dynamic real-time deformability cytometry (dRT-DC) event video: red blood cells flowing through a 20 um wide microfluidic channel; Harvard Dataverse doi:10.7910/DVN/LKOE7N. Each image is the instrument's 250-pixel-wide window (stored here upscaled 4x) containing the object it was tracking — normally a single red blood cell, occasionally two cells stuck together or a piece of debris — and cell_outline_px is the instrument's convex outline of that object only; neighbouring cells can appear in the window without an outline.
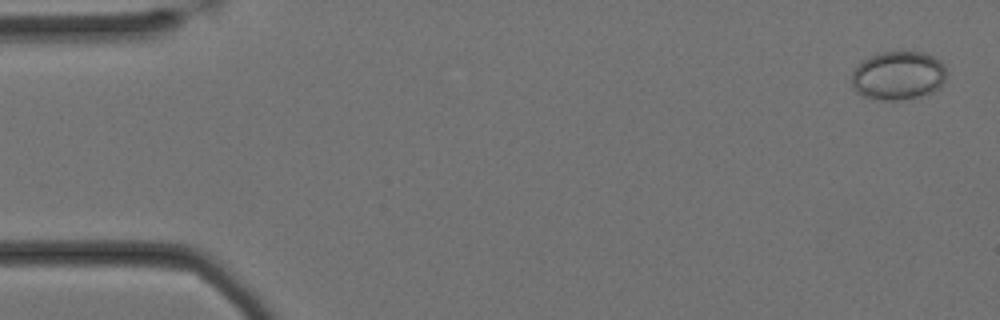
{"species": "Egyptian fruit bat (a non-hibernating species)", "species_latin": "Rousettus aegyptiacus", "temperature_condition": "cold", "stored_images_in_passage": 59, "camera_frame_rate_fps": 3000, "um_per_image_px": 0.085, "animal": {"sex": "female"}, "frame": {"image": 1, "passage_image": 2, "time_ms": 0.333, "image_size_px": [1000, 320], "cell_outline_px": [[944, 80], [940, 88], [932, 92], [920, 96], [904, 100], [876, 100], [864, 96], [856, 92], [852, 88], [852, 72], [860, 60], [880, 52], [924, 52], [940, 60], [944, 64]], "centroid_in_image_um": [76.31, 6.43], "position_along_channel_um": 8.7, "area_um2": 27.17}}
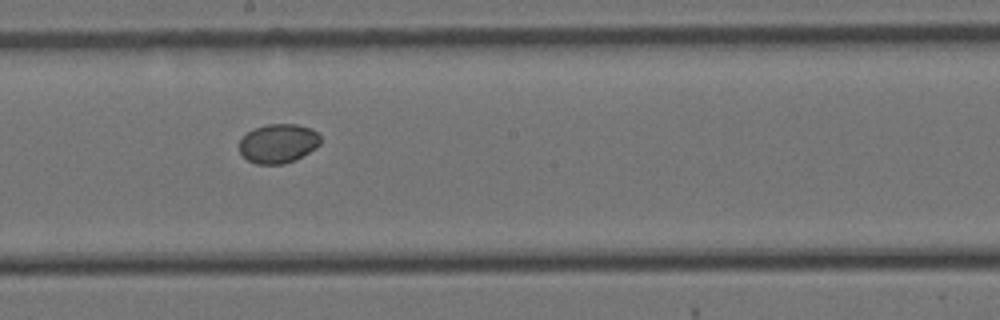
{"frame": {"image": 2, "passage_image": 32, "time_ms": 10.333, "image_size_px": [1000, 320], "cell_outline_px": [[320, 144], [316, 148], [296, 160], [280, 164], [256, 164], [248, 160], [240, 152], [240, 140], [248, 132], [256, 128], [268, 124], [296, 124], [312, 128], [320, 136]], "centroid_in_image_um": [23.68, 12.19], "position_along_channel_um": 224.5, "area_um2": 18.44}}
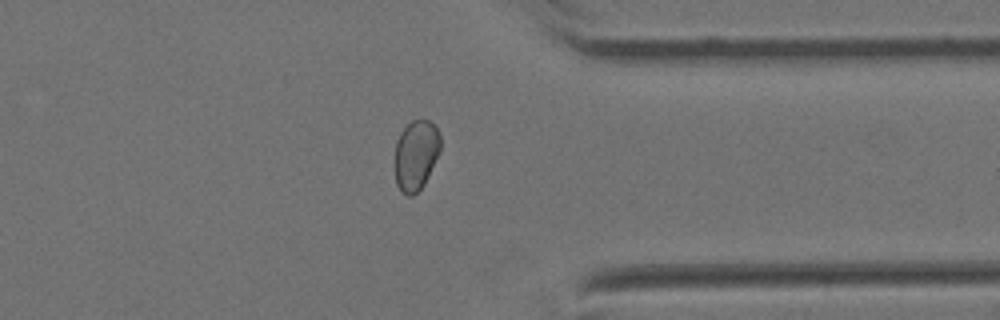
{"frame": {"image": 3, "passage_image": 46, "time_ms": 15.0, "image_size_px": [1000, 320], "cell_outline_px": [[440, 152], [424, 184], [412, 196], [408, 196], [400, 192], [396, 184], [396, 140], [400, 132], [412, 120], [428, 120], [440, 132]], "centroid_in_image_um": [35.36, 13.19], "position_along_channel_um": 376.0, "area_um2": 18.55}}